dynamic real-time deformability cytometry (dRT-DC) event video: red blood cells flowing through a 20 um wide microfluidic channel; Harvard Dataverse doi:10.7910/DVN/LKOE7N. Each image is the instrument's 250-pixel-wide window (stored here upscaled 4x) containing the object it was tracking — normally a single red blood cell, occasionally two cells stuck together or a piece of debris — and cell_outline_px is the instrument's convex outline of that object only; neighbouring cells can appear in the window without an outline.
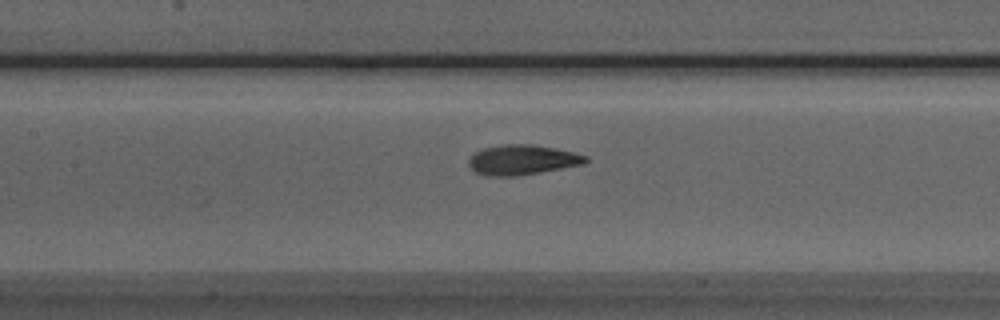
{"species": "Egyptian fruit bat (a non-hibernating species)", "species_latin": "Rousettus aegyptiacus", "temperature_condition": "room temperature", "stored_images_in_passage": 51, "camera_frame_rate_fps": 3000, "um_per_image_px": 0.085, "animal": {"sex": "male"}, "frame": {"image": 1, "passage_image": 23, "time_ms": 7.333, "image_size_px": [1000, 320], "cell_outline_px": [[588, 160], [584, 164], [540, 172], [516, 176], [484, 176], [476, 172], [468, 164], [468, 160], [476, 152], [484, 148], [504, 144], [532, 144], [572, 152], [588, 156]], "centroid_in_image_um": [44.38, 13.59], "position_along_channel_um": 163.0, "area_um2": 20.23}}
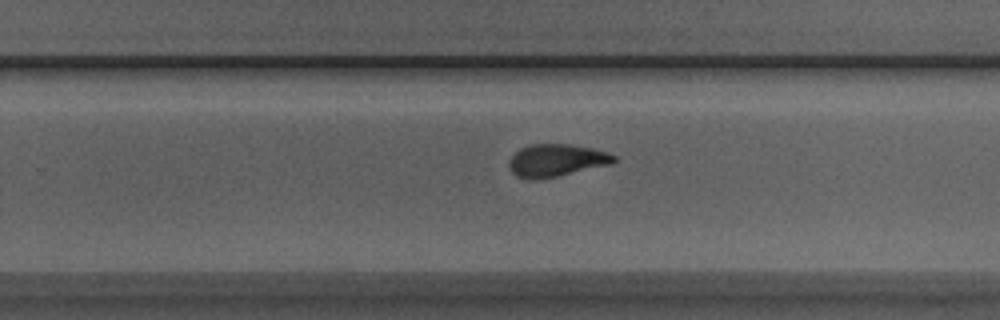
{"frame": {"image": 2, "passage_image": 32, "time_ms": 10.333, "image_size_px": [1000, 320], "cell_outline_px": [[616, 160], [612, 164], [556, 176], [536, 180], [528, 180], [516, 176], [508, 168], [508, 160], [520, 148], [528, 144], [568, 144], [592, 148], [608, 152], [616, 156]], "centroid_in_image_um": [47.26, 13.63], "position_along_channel_um": 282.5, "area_um2": 20.0}}
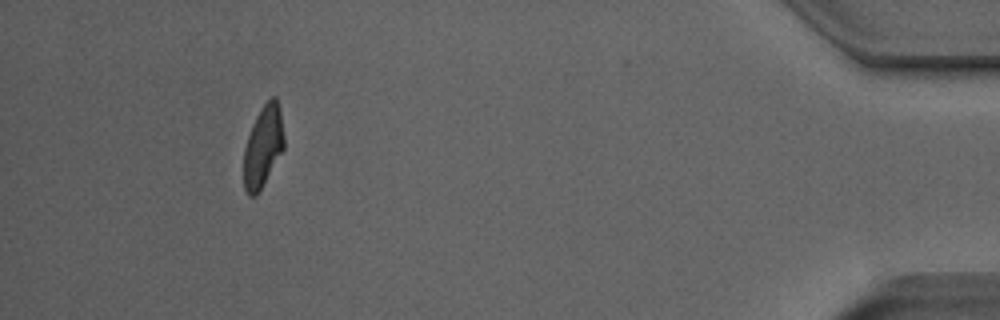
{"frame": {"image": 3, "passage_image": 47, "time_ms": 15.333, "image_size_px": [1000, 320], "cell_outline_px": [[284, 148], [256, 196], [248, 196], [244, 188], [244, 148], [252, 124], [256, 116], [264, 104], [272, 96], [276, 96], [280, 108], [284, 136]], "centroid_in_image_um": [22.36, 12.43], "position_along_channel_um": 412.8, "area_um2": 18.96}, "authors_computed_cell_mechanics": {"area_um2": 19.941, "velocity_mm_per_s": 3.9948, "shape_relaxation_time_tau1_ms": 4.6197, "shape_relaxation_time_tau2_ms": 1.5716, "deformation_change_tau1": 0.1611, "deformation_change_tau2": 0.0749}}